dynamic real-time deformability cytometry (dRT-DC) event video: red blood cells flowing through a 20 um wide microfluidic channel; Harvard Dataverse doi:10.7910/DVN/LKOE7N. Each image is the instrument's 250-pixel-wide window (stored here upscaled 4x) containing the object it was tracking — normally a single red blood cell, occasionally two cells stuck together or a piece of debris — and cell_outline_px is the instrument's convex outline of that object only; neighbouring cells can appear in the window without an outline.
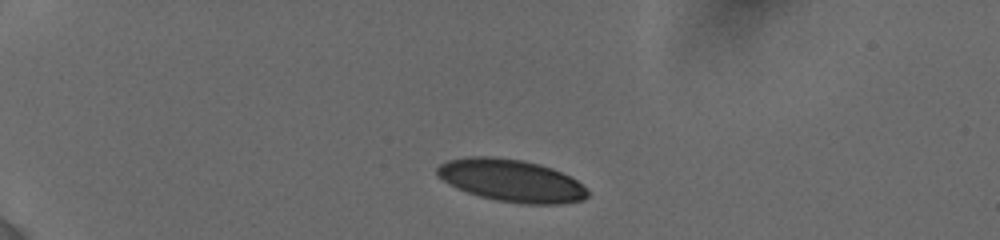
{"species": "human", "species_latin": "Homo sapiens", "temperature_condition": "cold", "stored_images_in_passage": 9, "camera_frame_rate_fps": 3000, "um_per_image_px": 0.085, "donor": {"sex": "female"}, "frame": {"image": 1, "passage_image": 1, "time_ms": 0.0, "image_size_px": [1000, 240], "cell_outline_px": [[588, 196], [584, 200], [560, 204], [520, 204], [496, 200], [480, 196], [456, 188], [436, 176], [436, 168], [440, 164], [448, 160], [468, 156], [492, 156], [524, 160], [540, 164], [552, 168], [576, 180], [588, 192]], "centroid_in_image_um": [43.43, 15.34], "position_along_channel_um": 41.6, "area_um2": 37.22}}
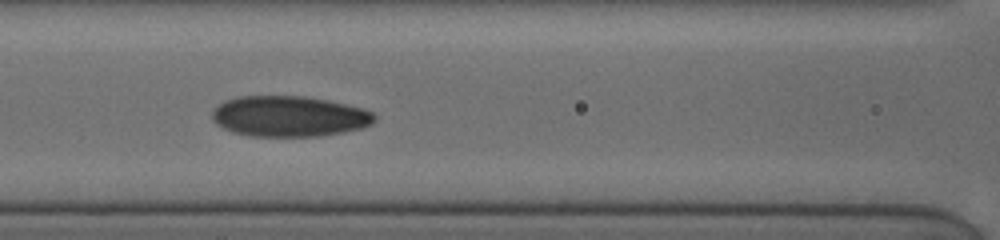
{"frame": {"image": 2, "passage_image": 6, "time_ms": 4.333, "image_size_px": [1000, 240], "cell_outline_px": [[376, 120], [372, 124], [360, 128], [344, 132], [320, 136], [248, 136], [232, 132], [216, 124], [212, 120], [212, 112], [224, 100], [236, 96], [304, 96], [364, 108], [372, 112], [376, 116]], "centroid_in_image_um": [24.57, 9.89], "position_along_channel_um": 142.0, "area_um2": 38.55}}
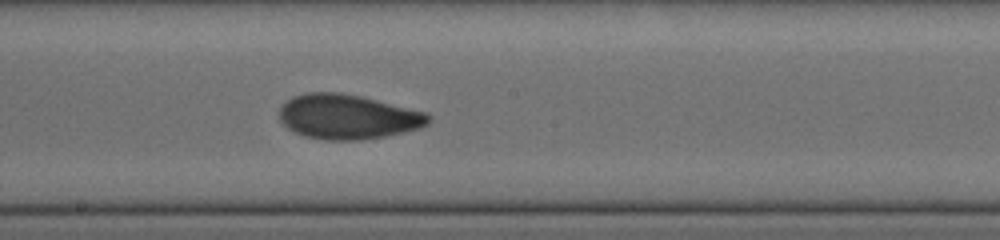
{"frame": {"image": 3, "passage_image": 9, "time_ms": 6.333, "image_size_px": [1000, 240], "cell_outline_px": [[432, 120], [428, 124], [420, 128], [384, 136], [360, 140], [324, 140], [304, 136], [288, 128], [280, 120], [280, 108], [292, 96], [308, 92], [336, 92], [360, 96], [428, 112], [432, 116]], "centroid_in_image_um": [29.59, 9.92], "position_along_channel_um": 218.6, "area_um2": 38.84}}